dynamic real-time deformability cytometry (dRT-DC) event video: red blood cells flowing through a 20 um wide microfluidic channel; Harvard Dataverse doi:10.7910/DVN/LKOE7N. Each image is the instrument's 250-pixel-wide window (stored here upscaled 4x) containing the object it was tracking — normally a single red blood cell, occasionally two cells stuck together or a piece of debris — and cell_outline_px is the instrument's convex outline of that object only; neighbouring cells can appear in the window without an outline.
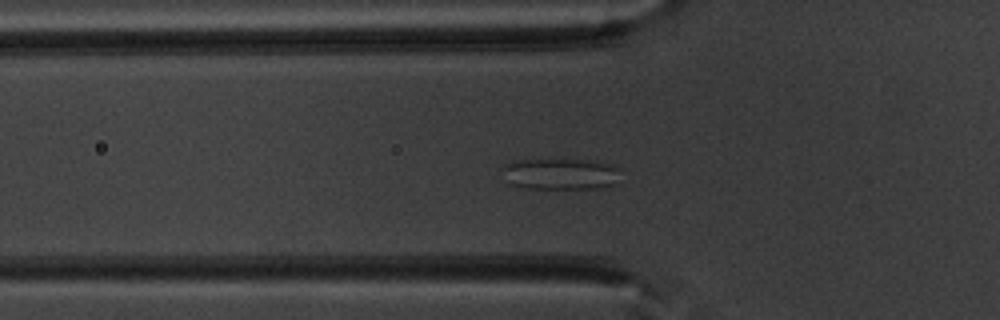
{"species": "common noctule bat (a hibernating species)", "species_latin": "Nyctalus noctula", "temperature_condition": "warm", "stored_images_in_passage": 50, "camera_frame_rate_fps": 3000, "um_per_image_px": 0.085, "animal": {"sex": "male", "body_mass_g": 20.1, "forearm_length_mm": 53.5}, "frame": {"image": 1, "passage_image": 16, "time_ms": 5.0, "image_size_px": [1000, 320], "cell_outline_px": [[620, 168], [616, 184], [612, 188], [524, 188], [508, 184], [500, 168], [504, 164], [520, 160], [588, 160], [612, 164]], "centroid_in_image_um": [47.65, 14.8], "position_along_channel_um": 78.1, "area_um2": 21.85}}
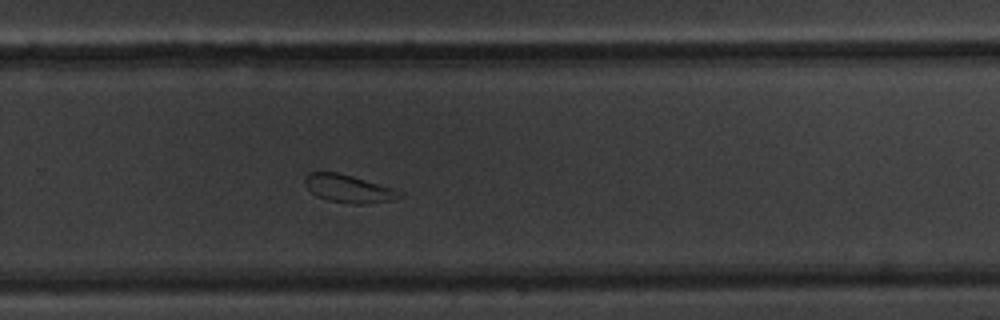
{"frame": {"image": 2, "passage_image": 33, "time_ms": 10.667, "image_size_px": [1000, 320], "cell_outline_px": [[404, 196], [392, 200], [364, 204], [352, 204], [328, 200], [316, 196], [304, 184], [304, 176], [308, 172], [336, 172], [352, 176], [392, 188], [404, 192]], "centroid_in_image_um": [29.62, 16.04], "position_along_channel_um": 300.2, "area_um2": 15.37}}
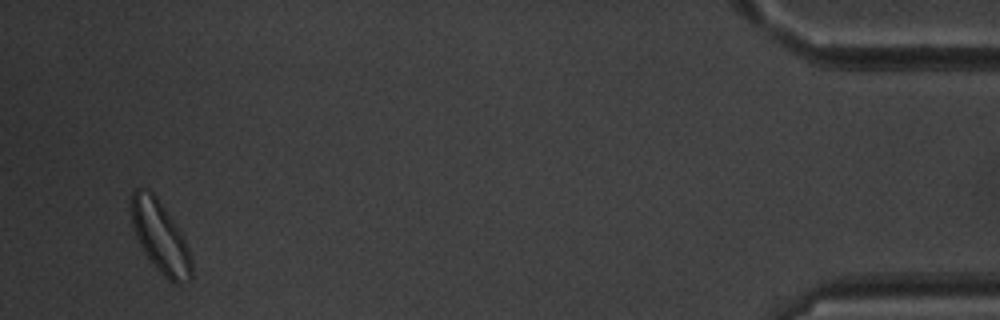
{"frame": {"image": 3, "passage_image": 48, "time_ms": 15.667, "image_size_px": [1000, 320], "cell_outline_px": [[192, 276], [184, 284], [176, 284], [168, 280], [156, 268], [144, 252], [136, 236], [132, 224], [128, 204], [132, 192], [136, 188], [140, 188], [152, 192], [156, 196], [184, 236], [192, 260]], "centroid_in_image_um": [13.61, 20.13], "position_along_channel_um": 421.6, "area_um2": 25.37}, "authors_computed_cell_mechanics": {"area_um2": 21.6172, "velocity_mm_per_s": 3.9184, "shape_relaxation_time_tau1_ms": 11.0538, "shape_relaxation_time_tau2_ms": 1.3966, "deformation_change_tau1": 0.1543, "deformation_change_tau2": 0.085}}